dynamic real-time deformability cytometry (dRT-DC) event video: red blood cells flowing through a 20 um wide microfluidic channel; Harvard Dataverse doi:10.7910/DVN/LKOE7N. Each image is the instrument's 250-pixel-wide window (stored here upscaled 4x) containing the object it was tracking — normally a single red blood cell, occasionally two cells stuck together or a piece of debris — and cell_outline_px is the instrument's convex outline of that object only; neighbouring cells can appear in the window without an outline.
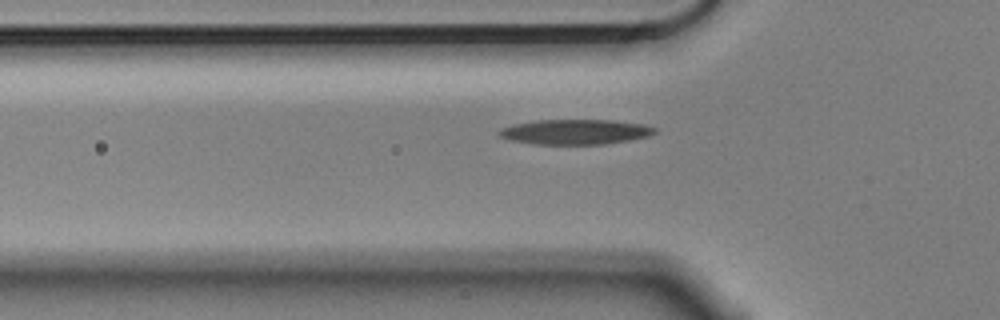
{"species": "Egyptian fruit bat (a non-hibernating species)", "species_latin": "Rousettus aegyptiacus", "temperature_condition": "cold", "stored_images_in_passage": 41, "camera_frame_rate_fps": 3000, "um_per_image_px": 0.085, "animal": {"sex": "male"}, "frame": {"image": 1, "passage_image": 3, "time_ms": 0.667, "image_size_px": [1000, 320], "cell_outline_px": [[656, 132], [648, 136], [628, 140], [604, 144], [536, 144], [512, 140], [500, 136], [496, 132], [500, 128], [512, 124], [536, 120], [612, 120], [644, 124], [656, 128]], "centroid_in_image_um": [48.88, 11.2], "position_along_channel_um": 76.9, "area_um2": 22.66}}
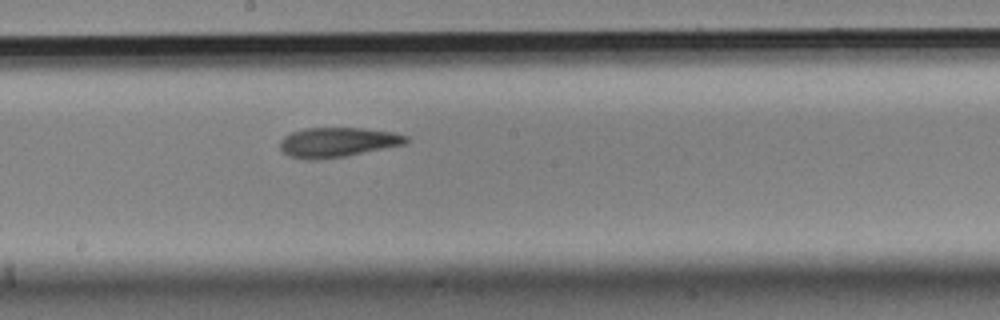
{"frame": {"image": 2, "passage_image": 15, "time_ms": 4.667, "image_size_px": [1000, 320], "cell_outline_px": [[408, 140], [404, 144], [344, 156], [316, 160], [304, 160], [288, 156], [280, 148], [280, 140], [284, 136], [292, 132], [304, 128], [364, 128], [392, 132], [408, 136]], "centroid_in_image_um": [28.64, 12.09], "position_along_channel_um": 219.6, "area_um2": 21.73}}
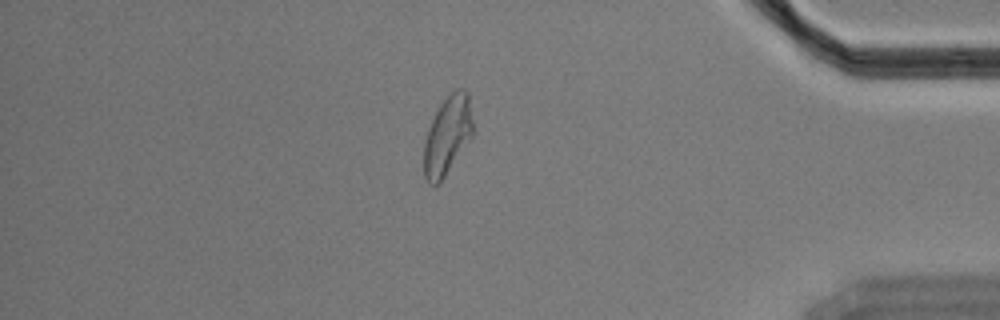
{"frame": {"image": 3, "passage_image": 33, "time_ms": 10.667, "image_size_px": [1000, 320], "cell_outline_px": [[472, 136], [444, 176], [436, 184], [428, 184], [424, 176], [424, 144], [428, 128], [440, 104], [456, 88], [464, 88], [468, 92], [472, 120]], "centroid_in_image_um": [38.02, 11.48], "position_along_channel_um": 397.2, "area_um2": 21.96}}